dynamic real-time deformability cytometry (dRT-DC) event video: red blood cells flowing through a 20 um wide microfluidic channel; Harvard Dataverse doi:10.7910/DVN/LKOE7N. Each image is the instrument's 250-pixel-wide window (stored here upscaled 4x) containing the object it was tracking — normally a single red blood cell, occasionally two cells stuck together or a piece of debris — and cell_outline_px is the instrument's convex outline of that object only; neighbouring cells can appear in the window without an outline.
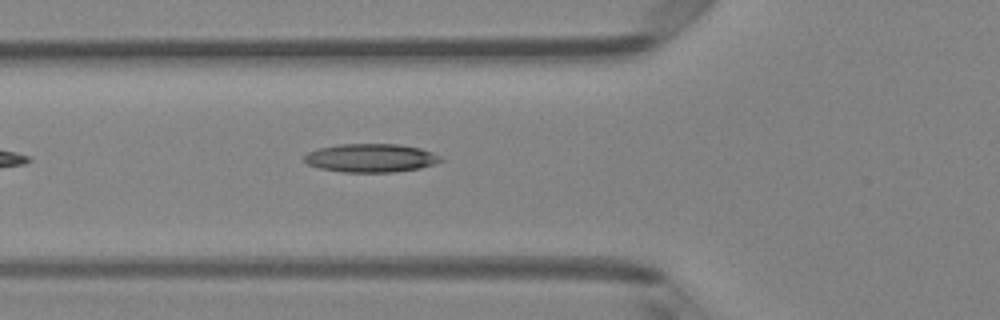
{"species": "Egyptian fruit bat (a non-hibernating species)", "species_latin": "Rousettus aegyptiacus", "temperature_condition": "room temperature", "stored_images_in_passage": 6, "camera_frame_rate_fps": 3000, "um_per_image_px": 0.085, "animal": {"sex": "female"}, "frame": {"image": 1, "passage_image": 6, "time_ms": 1.667, "image_size_px": [1000, 320], "cell_outline_px": [[444, 160], [420, 168], [392, 172], [340, 172], [320, 168], [308, 164], [304, 160], [304, 156], [308, 152], [320, 148], [340, 144], [400, 144], [420, 148], [432, 152], [440, 156]], "centroid_in_image_um": [31.52, 13.43], "position_along_channel_um": 94.3, "area_um2": 22.54}}